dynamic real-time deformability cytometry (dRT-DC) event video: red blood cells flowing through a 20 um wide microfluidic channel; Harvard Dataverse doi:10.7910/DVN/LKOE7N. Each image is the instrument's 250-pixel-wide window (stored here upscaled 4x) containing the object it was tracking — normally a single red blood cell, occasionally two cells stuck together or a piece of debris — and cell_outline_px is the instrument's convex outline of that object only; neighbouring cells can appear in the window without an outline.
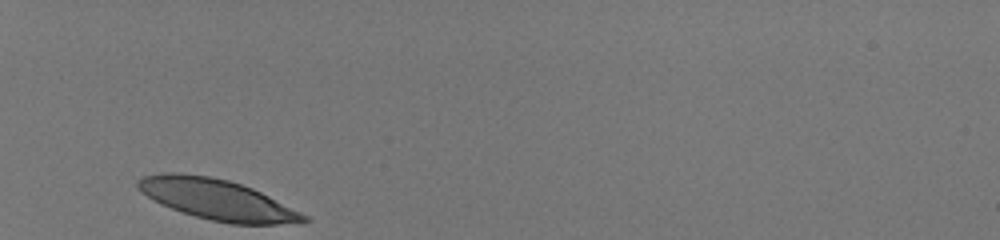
{"species": "human", "species_latin": "Homo sapiens", "temperature_condition": "room temperature", "stored_images_in_passage": 29, "camera_frame_rate_fps": 3000, "um_per_image_px": 0.085, "donor": {"sex": "male"}, "frame": {"image": 1, "passage_image": 1, "time_ms": 0.0, "image_size_px": [1000, 240], "cell_outline_px": [[312, 220], [276, 224], [232, 224], [212, 220], [196, 216], [160, 204], [148, 196], [136, 184], [136, 180], [144, 176], [164, 172], [176, 172], [212, 176], [228, 180], [252, 188], [308, 216]], "centroid_in_image_um": [18.43, 16.94], "position_along_channel_um": 66.6, "area_um2": 38.55}}
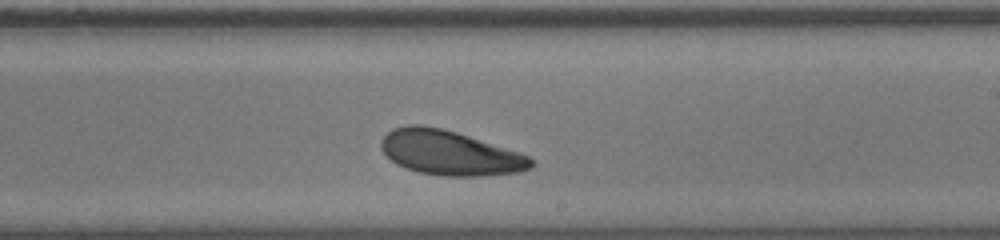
{"frame": {"image": 2, "passage_image": 17, "time_ms": 5.333, "image_size_px": [1000, 240], "cell_outline_px": [[536, 164], [532, 168], [516, 172], [480, 176], [444, 176], [420, 172], [404, 168], [396, 164], [380, 148], [380, 140], [392, 128], [408, 124], [420, 124], [440, 128], [456, 132], [520, 152], [528, 156]], "centroid_in_image_um": [38.21, 12.99], "position_along_channel_um": 250.8, "area_um2": 38.96}}
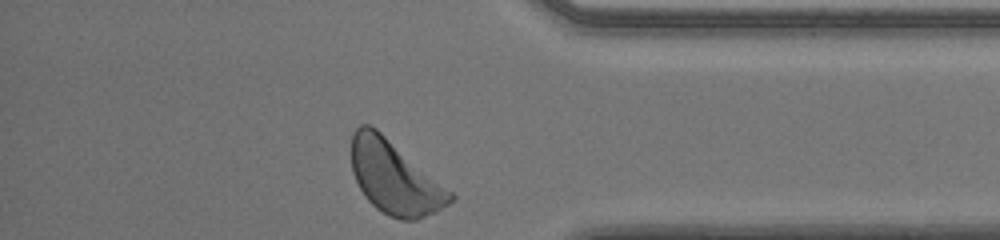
{"frame": {"image": 3, "passage_image": 29, "time_ms": 9.333, "image_size_px": [1000, 240], "cell_outline_px": [[456, 196], [448, 204], [416, 220], [400, 220], [388, 216], [376, 208], [364, 196], [352, 172], [352, 132], [360, 124], [368, 124], [376, 128], [452, 192]], "centroid_in_image_um": [33.51, 15.09], "position_along_channel_um": 401.7, "area_um2": 41.44}, "authors_computed_cell_mechanics": {"area_um2": 38.8416, "velocity_mm_per_s": 3.9305, "shape_relaxation_time_tau1_ms": 2.9188, "shape_relaxation_time_tau2_ms": 9.4271, "deformation_change_tau1": 0.1212, "deformation_change_tau2": 0.2111}}